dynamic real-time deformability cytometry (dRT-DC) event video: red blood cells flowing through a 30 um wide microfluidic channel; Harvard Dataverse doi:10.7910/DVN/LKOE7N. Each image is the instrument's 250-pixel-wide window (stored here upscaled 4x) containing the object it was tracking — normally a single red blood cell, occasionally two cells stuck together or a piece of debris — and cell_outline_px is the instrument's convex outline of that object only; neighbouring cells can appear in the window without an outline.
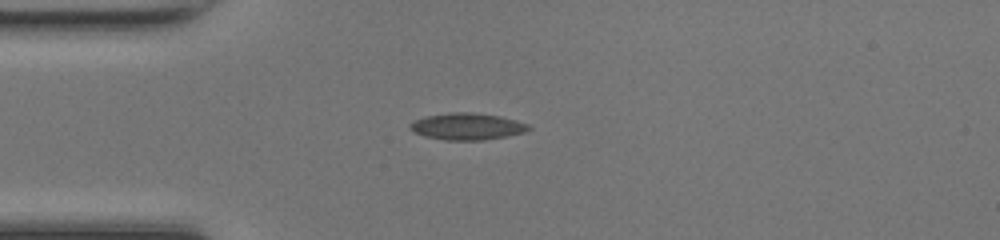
{"species": "common noctule bat (a hibernating species)", "species_latin": "Nyctalus noctula", "temperature_condition": "room temperature", "stored_images_in_passage": 36, "camera_frame_rate_fps": 3000, "um_per_image_px": 0.085, "animal": {"sex": "female", "body_mass_g": 17.0, "forearm_length_mm": 48.0}, "frame": {"image": 1, "passage_image": 1, "time_ms": 0.0, "image_size_px": [1000, 240], "cell_outline_px": [[532, 128], [524, 132], [508, 136], [484, 140], [444, 140], [424, 136], [412, 132], [408, 124], [424, 116], [452, 112], [472, 112], [500, 116], [528, 124]], "centroid_in_image_um": [39.68, 10.75], "position_along_channel_um": 45.3, "area_um2": 18.55}}
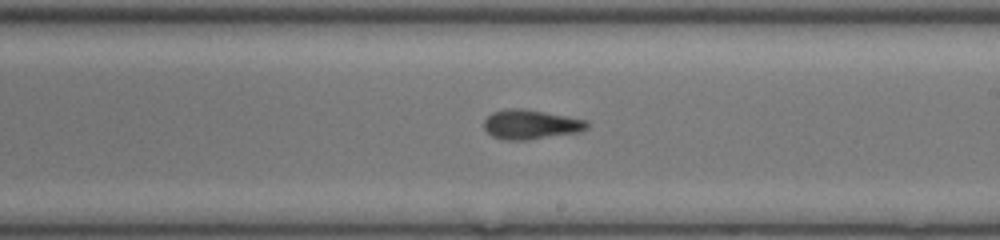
{"frame": {"image": 2, "passage_image": 16, "time_ms": 5.0, "image_size_px": [1000, 240], "cell_outline_px": [[588, 128], [580, 132], [528, 140], [504, 140], [492, 136], [484, 128], [484, 120], [492, 112], [508, 108], [520, 108], [544, 112], [588, 120]], "centroid_in_image_um": [45.12, 10.58], "position_along_channel_um": 243.9, "area_um2": 17.74}}
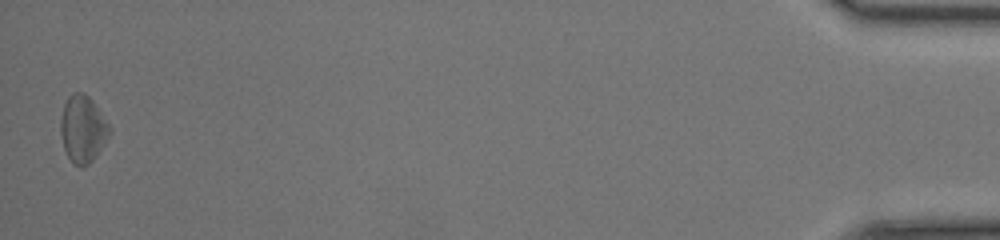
{"frame": {"image": 3, "passage_image": 36, "time_ms": 11.667, "image_size_px": [1000, 240], "cell_outline_px": [[112, 128], [108, 136], [92, 160], [88, 164], [80, 168], [72, 164], [64, 148], [60, 132], [60, 120], [64, 104], [68, 96], [72, 92], [84, 92], [92, 100]], "centroid_in_image_um": [7.01, 10.95], "position_along_channel_um": 428.2, "area_um2": 19.02}, "authors_computed_cell_mechanics": {"area_um2": 17.6868, "velocity_mm_per_s": 4.2941, "shape_relaxation_time_tau1_ms": null, "shape_relaxation_time_tau2_ms": 2.7643, "deformation_change_tau1": null, "deformation_change_tau2": 0.1083}}